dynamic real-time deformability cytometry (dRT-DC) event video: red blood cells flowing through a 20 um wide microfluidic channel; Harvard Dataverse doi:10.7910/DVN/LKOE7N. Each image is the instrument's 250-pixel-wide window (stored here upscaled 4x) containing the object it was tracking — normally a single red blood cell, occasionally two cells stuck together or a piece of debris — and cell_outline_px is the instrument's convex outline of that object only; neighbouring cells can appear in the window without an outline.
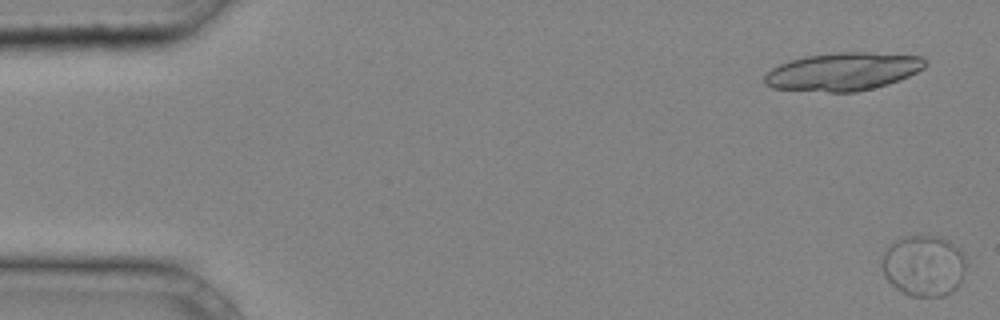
{"species": "common noctule bat (a hibernating species)", "species_latin": "Nyctalus noctula", "temperature_condition": "cold", "stored_images_in_passage": 2, "camera_frame_rate_fps": 3000, "um_per_image_px": 0.085, "animal": {"sex": "male", "body_mass_g": 20.4}, "frame": {"image": 1, "passage_image": 2, "time_ms": 0.333, "image_size_px": [1000, 320], "cell_outline_px": [[964, 268], [960, 284], [956, 288], [944, 296], [908, 296], [896, 288], [884, 276], [880, 264], [884, 252], [892, 244], [900, 240], [912, 236], [936, 236], [960, 248], [964, 256]], "centroid_in_image_um": [78.5, 22.62], "position_along_channel_um": 6.5, "area_um2": 29.54}}